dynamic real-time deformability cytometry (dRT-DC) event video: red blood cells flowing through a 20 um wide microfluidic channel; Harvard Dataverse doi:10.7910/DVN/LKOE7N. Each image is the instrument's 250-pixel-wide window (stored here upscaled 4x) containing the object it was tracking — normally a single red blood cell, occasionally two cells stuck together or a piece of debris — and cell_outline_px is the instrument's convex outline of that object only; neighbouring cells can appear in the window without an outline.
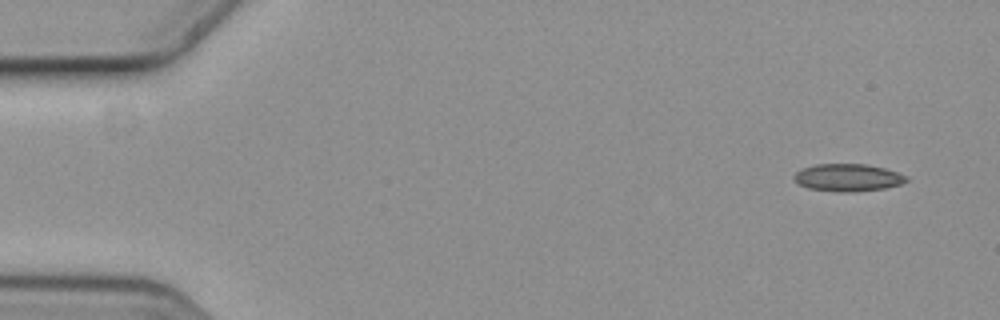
{"species": "common noctule bat (a hibernating species)", "species_latin": "Nyctalus noctula", "temperature_condition": "cold", "stored_images_in_passage": 4, "camera_frame_rate_fps": 3000, "um_per_image_px": 0.085, "animal": {"sex": "female", "body_mass_g": 19.3, "forearm_length_mm": 54.1}, "frame": {"image": 1, "passage_image": 1, "time_ms": 0.0, "image_size_px": [1000, 320], "cell_outline_px": [[908, 180], [900, 184], [884, 188], [808, 188], [800, 184], [792, 176], [796, 172], [804, 168], [816, 164], [868, 164], [884, 168], [908, 176]], "centroid_in_image_um": [72.09, 15.01], "position_along_channel_um": 12.9, "area_um2": 16.53}}